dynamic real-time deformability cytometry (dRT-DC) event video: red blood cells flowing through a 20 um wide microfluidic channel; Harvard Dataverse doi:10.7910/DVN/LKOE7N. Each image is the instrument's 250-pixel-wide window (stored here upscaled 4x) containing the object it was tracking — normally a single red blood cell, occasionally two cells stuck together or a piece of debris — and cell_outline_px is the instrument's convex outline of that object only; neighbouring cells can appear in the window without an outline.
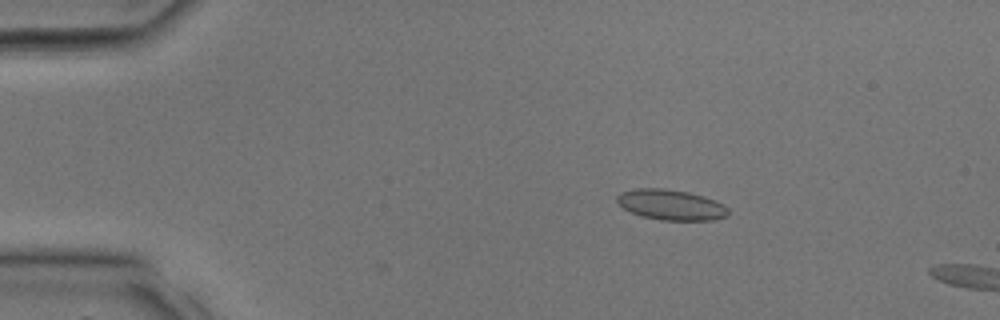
{"species": "common noctule bat (a hibernating species)", "species_latin": "Nyctalus noctula", "temperature_condition": "room temperature", "stored_images_in_passage": 6, "camera_frame_rate_fps": 3000, "um_per_image_px": 0.085, "animal": {"sex": "male", "body_mass_g": 17.9, "forearm_length_mm": 54.2}, "frame": {"image": 1, "passage_image": 6, "time_ms": 1.667, "image_size_px": [1000, 320], "cell_outline_px": [[728, 216], [712, 220], [660, 220], [640, 216], [616, 204], [616, 196], [620, 192], [636, 188], [664, 188], [688, 192], [704, 196], [716, 200], [724, 204], [728, 208]], "centroid_in_image_um": [57.02, 17.4], "position_along_channel_um": 28.0, "area_um2": 20.0}}